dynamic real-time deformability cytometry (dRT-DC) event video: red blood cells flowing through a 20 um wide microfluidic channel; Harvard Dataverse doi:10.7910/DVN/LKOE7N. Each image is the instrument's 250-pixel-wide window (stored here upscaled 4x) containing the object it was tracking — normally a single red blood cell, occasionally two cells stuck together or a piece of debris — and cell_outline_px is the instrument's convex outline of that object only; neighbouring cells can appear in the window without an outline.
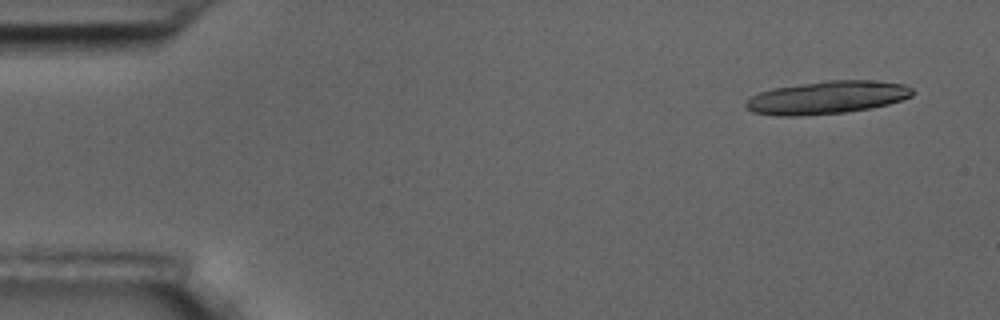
{"species": "common noctule bat (a hibernating species)", "species_latin": "Nyctalus noctula", "temperature_condition": "room temperature", "stored_images_in_passage": 5, "camera_frame_rate_fps": 3000, "um_per_image_px": 0.085, "animal": {"sex": "male", "body_mass_g": 17.5, "forearm_length_mm": 52.3}, "frame": {"image": 1, "passage_image": 1, "time_ms": 0.0, "image_size_px": [1000, 320], "cell_outline_px": [[916, 92], [912, 96], [888, 104], [872, 108], [844, 112], [800, 116], [776, 116], [752, 112], [744, 104], [752, 96], [760, 92], [772, 88], [828, 80], [868, 80], [904, 84], [912, 88]], "centroid_in_image_um": [70.31, 8.29], "position_along_channel_um": 14.7, "area_um2": 31.91}}
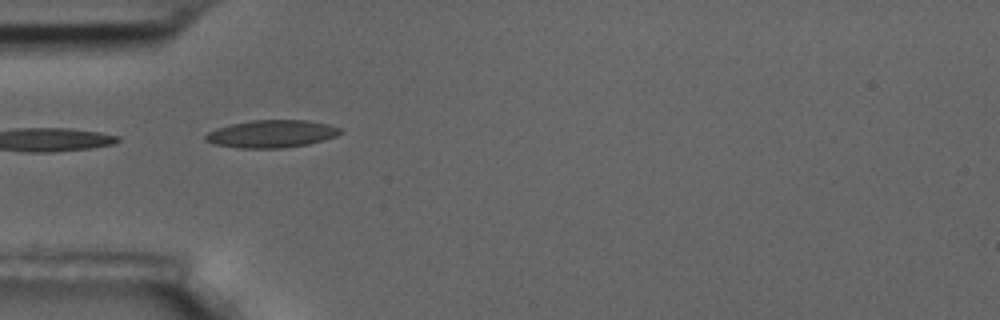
{"frame": {"image": 2, "passage_image": 5, "time_ms": 1.333, "image_size_px": [1000, 320], "cell_outline_px": [[340, 132], [336, 136], [308, 144], [284, 148], [240, 148], [212, 144], [204, 140], [204, 136], [208, 132], [216, 128], [228, 124], [252, 120], [308, 120], [328, 124], [340, 128]], "centroid_in_image_um": [23.02, 11.37], "position_along_channel_um": 62.0, "area_um2": 21.73}}